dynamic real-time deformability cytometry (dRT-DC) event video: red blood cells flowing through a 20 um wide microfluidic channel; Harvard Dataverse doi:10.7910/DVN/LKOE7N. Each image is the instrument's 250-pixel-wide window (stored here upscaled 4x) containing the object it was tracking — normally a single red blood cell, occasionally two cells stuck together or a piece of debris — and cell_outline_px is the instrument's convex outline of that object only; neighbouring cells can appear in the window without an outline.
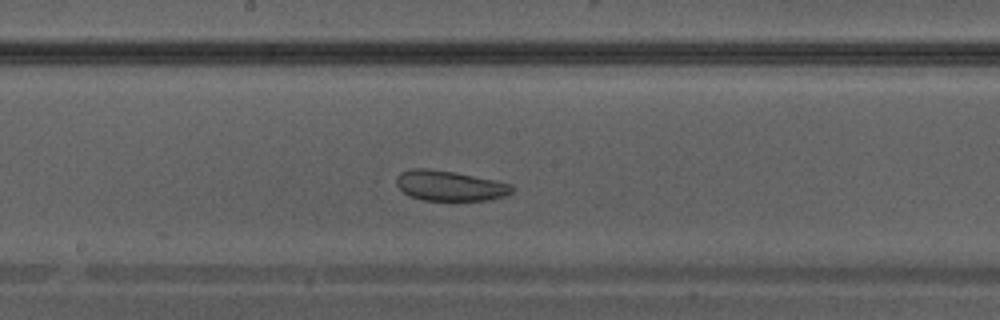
{"species": "Egyptian fruit bat (a non-hibernating species)", "species_latin": "Rousettus aegyptiacus", "temperature_condition": "warm", "stored_images_in_passage": 35, "camera_frame_rate_fps": 3000, "um_per_image_px": 0.085, "animal": {"sex": "male"}, "frame": {"image": 1, "passage_image": 16, "time_ms": 5.0, "image_size_px": [1000, 320], "cell_outline_px": [[512, 192], [504, 196], [484, 200], [424, 200], [408, 196], [396, 184], [396, 176], [400, 172], [412, 168], [428, 168], [452, 172], [512, 184]], "centroid_in_image_um": [38.16, 15.78], "position_along_channel_um": 210.0, "area_um2": 20.06}}
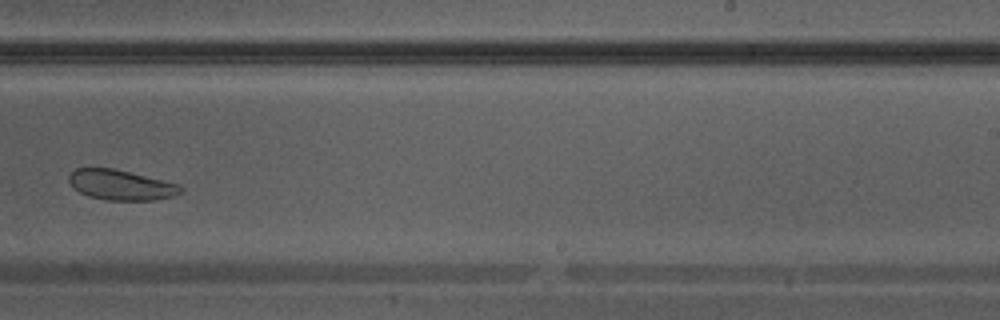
{"frame": {"image": 2, "passage_image": 20, "time_ms": 6.333, "image_size_px": [1000, 320], "cell_outline_px": [[184, 192], [172, 196], [156, 200], [104, 200], [88, 196], [80, 192], [68, 180], [68, 176], [76, 168], [112, 168], [180, 184], [184, 188]], "centroid_in_image_um": [10.32, 15.73], "position_along_channel_um": 278.7, "area_um2": 19.59}}